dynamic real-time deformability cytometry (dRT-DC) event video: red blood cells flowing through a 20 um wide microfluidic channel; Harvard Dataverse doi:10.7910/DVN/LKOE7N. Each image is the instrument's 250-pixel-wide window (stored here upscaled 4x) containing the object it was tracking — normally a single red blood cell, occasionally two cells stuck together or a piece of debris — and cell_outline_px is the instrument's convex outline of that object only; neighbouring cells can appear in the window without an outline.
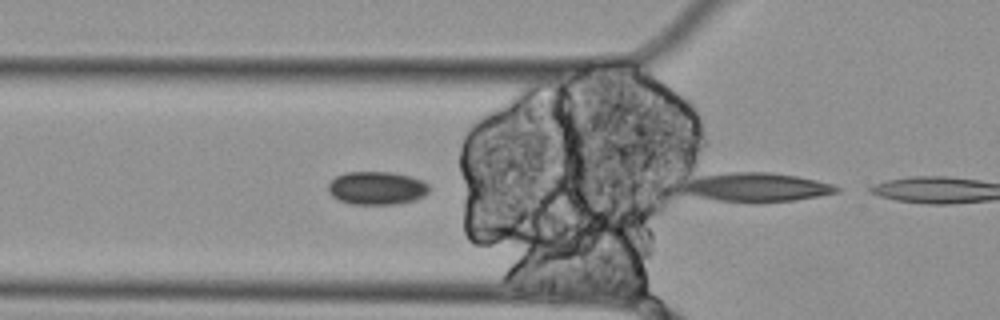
{"species": "Egyptian fruit bat (a non-hibernating species)", "species_latin": "Rousettus aegyptiacus", "temperature_condition": "cold", "stored_images_in_passage": 2, "camera_frame_rate_fps": 3000, "um_per_image_px": 0.085, "animal": {"sex": "female"}, "frame": {"image": 1, "passage_image": 2, "time_ms": 0.333, "image_size_px": [1000, 320], "cell_outline_px": [[840, 192], [796, 200], [756, 204], [752, 204], [716, 200], [680, 192], [680, 188], [684, 184], [700, 176], [732, 172], [772, 172], [796, 176], [816, 180], [832, 184], [840, 188]], "centroid_in_image_um": [64.32, 15.94], "position_along_channel_um": 61.5, "area_um2": 26.3}}